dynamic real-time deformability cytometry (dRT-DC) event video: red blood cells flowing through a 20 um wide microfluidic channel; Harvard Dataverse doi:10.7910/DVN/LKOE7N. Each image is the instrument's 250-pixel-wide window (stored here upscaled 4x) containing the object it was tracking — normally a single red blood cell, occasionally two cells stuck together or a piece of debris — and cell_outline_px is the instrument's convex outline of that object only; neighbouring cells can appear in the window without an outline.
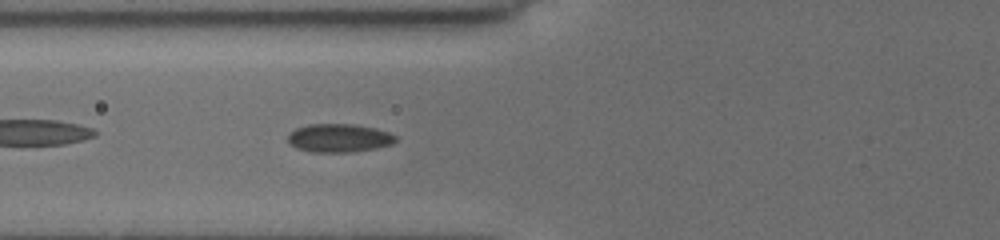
{"species": "common noctule bat (a hibernating species)", "species_latin": "Nyctalus noctula", "temperature_condition": "cold", "stored_images_in_passage": 35, "camera_frame_rate_fps": 3000, "um_per_image_px": 0.085, "animal": {"sex": "female", "body_mass_g": 19.5, "forearm_length_mm": 54.1}, "frame": {"image": 1, "passage_image": 5, "time_ms": 1.333, "image_size_px": [1000, 240], "cell_outline_px": [[396, 140], [392, 144], [376, 148], [352, 152], [312, 152], [296, 148], [288, 144], [288, 132], [296, 128], [308, 124], [352, 124], [376, 128], [388, 132], [396, 136]], "centroid_in_image_um": [28.78, 11.73], "position_along_channel_um": 97.0, "area_um2": 17.98}}
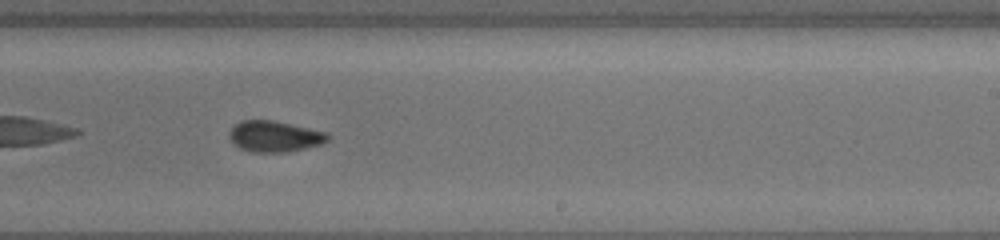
{"frame": {"image": 2, "passage_image": 18, "time_ms": 5.667, "image_size_px": [1000, 240], "cell_outline_px": [[332, 136], [324, 144], [288, 152], [252, 152], [240, 148], [232, 144], [228, 136], [228, 132], [240, 120], [272, 120], [328, 132]], "centroid_in_image_um": [23.36, 11.6], "position_along_channel_um": 265.6, "area_um2": 18.09}}
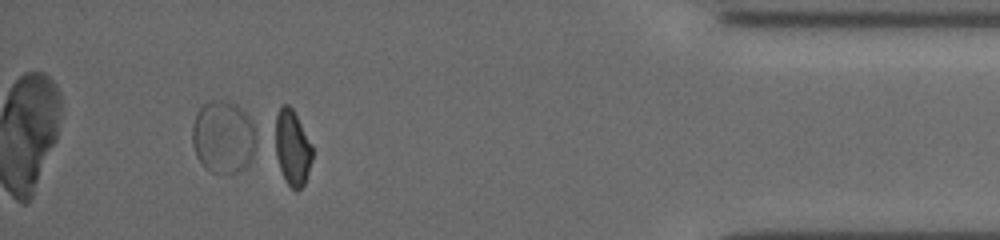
{"frame": {"image": 3, "passage_image": 32, "time_ms": 10.333, "image_size_px": [1000, 240], "cell_outline_px": [[312, 160], [304, 184], [296, 192], [288, 184], [280, 168], [276, 156], [276, 116], [280, 108], [284, 104], [288, 104], [292, 108], [312, 144]], "centroid_in_image_um": [24.86, 12.56], "position_along_channel_um": 410.3, "area_um2": 15.95}, "authors_computed_cell_mechanics": {"area_um2": 17.8024, "velocity_mm_per_s": 3.8972, "shape_relaxation_time_tau1_ms": null, "shape_relaxation_time_tau2_ms": 2.2452, "deformation_change_tau1": null, "deformation_change_tau2": 0.0625}}